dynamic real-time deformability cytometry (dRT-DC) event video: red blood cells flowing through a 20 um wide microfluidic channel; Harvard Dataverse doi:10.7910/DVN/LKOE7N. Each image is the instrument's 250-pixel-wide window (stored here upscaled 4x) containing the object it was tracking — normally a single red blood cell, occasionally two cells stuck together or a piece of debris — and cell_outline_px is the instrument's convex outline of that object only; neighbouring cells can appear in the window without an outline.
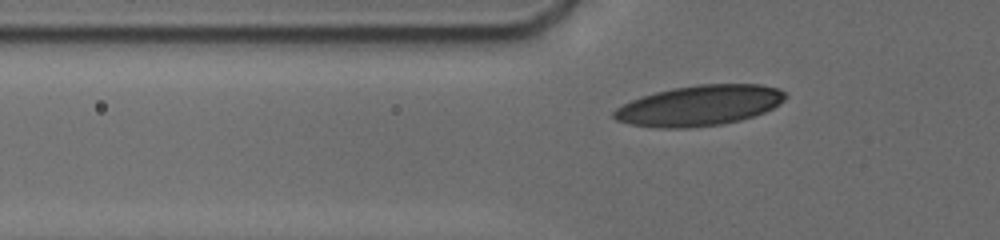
{"species": "human", "species_latin": "Homo sapiens", "temperature_condition": "cold", "stored_images_in_passage": 16, "camera_frame_rate_fps": 3000, "um_per_image_px": 0.085, "donor": {"sex": "male"}, "frame": {"image": 1, "passage_image": 7, "time_ms": 2.667, "image_size_px": [1000, 240], "cell_outline_px": [[788, 96], [780, 104], [764, 112], [740, 120], [724, 124], [692, 128], [656, 128], [628, 124], [616, 120], [612, 116], [612, 112], [616, 108], [640, 96], [672, 88], [700, 84], [760, 84], [780, 88]], "centroid_in_image_um": [59.45, 8.97], "position_along_channel_um": 66.4, "area_um2": 40.69}}
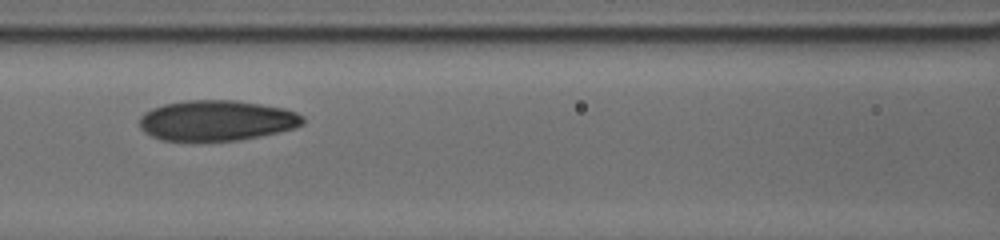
{"frame": {"image": 2, "passage_image": 12, "time_ms": 5.0, "image_size_px": [1000, 240], "cell_outline_px": [[304, 124], [292, 128], [276, 132], [236, 140], [160, 140], [144, 132], [140, 128], [140, 116], [144, 112], [152, 108], [164, 104], [188, 100], [236, 100], [284, 108], [296, 112], [304, 116]], "centroid_in_image_um": [18.39, 10.23], "position_along_channel_um": 148.2, "area_um2": 38.21}}
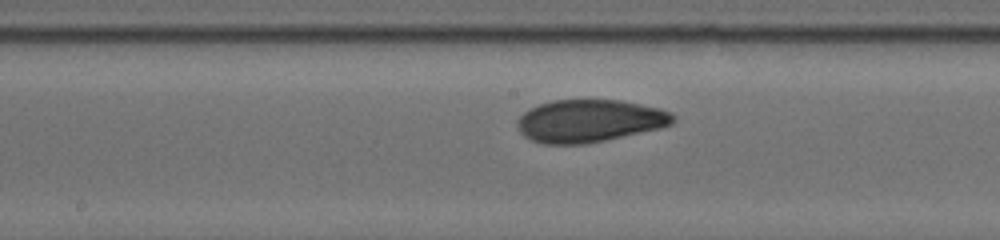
{"frame": {"image": 3, "passage_image": 15, "time_ms": 6.333, "image_size_px": [1000, 240], "cell_outline_px": [[676, 120], [672, 124], [660, 128], [604, 140], [584, 144], [544, 144], [532, 140], [524, 136], [520, 132], [516, 124], [516, 120], [524, 112], [540, 104], [552, 100], [620, 100], [660, 108], [672, 112], [676, 116]], "centroid_in_image_um": [50.12, 10.27], "position_along_channel_um": 198.1, "area_um2": 38.61}}